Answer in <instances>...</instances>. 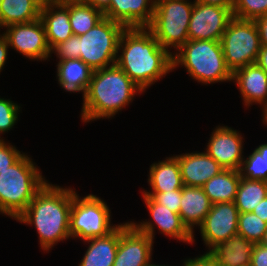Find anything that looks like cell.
<instances>
[{"label":"cell","instance_id":"6da1fadb","mask_svg":"<svg viewBox=\"0 0 267 266\" xmlns=\"http://www.w3.org/2000/svg\"><path fill=\"white\" fill-rule=\"evenodd\" d=\"M117 53L115 64L144 92L173 70V53L163 48L146 27L126 28Z\"/></svg>","mask_w":267,"mask_h":266},{"label":"cell","instance_id":"7a4b0ae2","mask_svg":"<svg viewBox=\"0 0 267 266\" xmlns=\"http://www.w3.org/2000/svg\"><path fill=\"white\" fill-rule=\"evenodd\" d=\"M73 198L74 189L47 181L16 221L33 225L40 249L49 252L58 242L71 238L69 221Z\"/></svg>","mask_w":267,"mask_h":266},{"label":"cell","instance_id":"3957f363","mask_svg":"<svg viewBox=\"0 0 267 266\" xmlns=\"http://www.w3.org/2000/svg\"><path fill=\"white\" fill-rule=\"evenodd\" d=\"M144 92L116 64L92 72L83 95L82 122L114 117L132 103L137 93Z\"/></svg>","mask_w":267,"mask_h":266},{"label":"cell","instance_id":"277c9868","mask_svg":"<svg viewBox=\"0 0 267 266\" xmlns=\"http://www.w3.org/2000/svg\"><path fill=\"white\" fill-rule=\"evenodd\" d=\"M29 155L0 172V214L17 219L47 180Z\"/></svg>","mask_w":267,"mask_h":266},{"label":"cell","instance_id":"5b68a950","mask_svg":"<svg viewBox=\"0 0 267 266\" xmlns=\"http://www.w3.org/2000/svg\"><path fill=\"white\" fill-rule=\"evenodd\" d=\"M173 70L181 65L197 82L213 84L232 81L220 41L188 40L172 55Z\"/></svg>","mask_w":267,"mask_h":266},{"label":"cell","instance_id":"8992f818","mask_svg":"<svg viewBox=\"0 0 267 266\" xmlns=\"http://www.w3.org/2000/svg\"><path fill=\"white\" fill-rule=\"evenodd\" d=\"M194 2L156 0L151 23L146 27L168 52L178 51L188 40V27Z\"/></svg>","mask_w":267,"mask_h":266},{"label":"cell","instance_id":"52a82bcc","mask_svg":"<svg viewBox=\"0 0 267 266\" xmlns=\"http://www.w3.org/2000/svg\"><path fill=\"white\" fill-rule=\"evenodd\" d=\"M125 29L122 24L104 17L86 34L76 36L77 59L93 71L115 65L118 42Z\"/></svg>","mask_w":267,"mask_h":266},{"label":"cell","instance_id":"ba28073f","mask_svg":"<svg viewBox=\"0 0 267 266\" xmlns=\"http://www.w3.org/2000/svg\"><path fill=\"white\" fill-rule=\"evenodd\" d=\"M110 211L109 206L100 197L88 194L80 198L74 190L69 221L71 238L84 241L112 232L118 224H111Z\"/></svg>","mask_w":267,"mask_h":266},{"label":"cell","instance_id":"9c48e42d","mask_svg":"<svg viewBox=\"0 0 267 266\" xmlns=\"http://www.w3.org/2000/svg\"><path fill=\"white\" fill-rule=\"evenodd\" d=\"M220 42L225 63L232 74L240 68L256 63L261 45L254 20L233 17Z\"/></svg>","mask_w":267,"mask_h":266},{"label":"cell","instance_id":"30bf717a","mask_svg":"<svg viewBox=\"0 0 267 266\" xmlns=\"http://www.w3.org/2000/svg\"><path fill=\"white\" fill-rule=\"evenodd\" d=\"M7 28V29H6ZM2 34L9 47L31 60L44 61L50 58L45 28L40 18L28 23L13 24L5 27Z\"/></svg>","mask_w":267,"mask_h":266},{"label":"cell","instance_id":"8fae6325","mask_svg":"<svg viewBox=\"0 0 267 266\" xmlns=\"http://www.w3.org/2000/svg\"><path fill=\"white\" fill-rule=\"evenodd\" d=\"M232 9L194 1L189 27V40L220 41L229 21Z\"/></svg>","mask_w":267,"mask_h":266},{"label":"cell","instance_id":"7c38bea8","mask_svg":"<svg viewBox=\"0 0 267 266\" xmlns=\"http://www.w3.org/2000/svg\"><path fill=\"white\" fill-rule=\"evenodd\" d=\"M144 203L150 214V220H146L140 223L130 221V223L141 233L147 234L153 241L155 237L154 223L158 227V230L163 235L180 242H187V244H193V234L183 224L181 217L178 213L172 212L164 205H159L151 197L142 195ZM154 222V223H153Z\"/></svg>","mask_w":267,"mask_h":266},{"label":"cell","instance_id":"4fadbf2b","mask_svg":"<svg viewBox=\"0 0 267 266\" xmlns=\"http://www.w3.org/2000/svg\"><path fill=\"white\" fill-rule=\"evenodd\" d=\"M154 241L130 222L119 224V243L113 266H148Z\"/></svg>","mask_w":267,"mask_h":266},{"label":"cell","instance_id":"5bb4252c","mask_svg":"<svg viewBox=\"0 0 267 266\" xmlns=\"http://www.w3.org/2000/svg\"><path fill=\"white\" fill-rule=\"evenodd\" d=\"M238 215L239 211L234 202L212 204L209 213L198 227L208 250L238 234Z\"/></svg>","mask_w":267,"mask_h":266},{"label":"cell","instance_id":"9a60e30c","mask_svg":"<svg viewBox=\"0 0 267 266\" xmlns=\"http://www.w3.org/2000/svg\"><path fill=\"white\" fill-rule=\"evenodd\" d=\"M206 153L224 169L239 170L243 154L244 139L239 131L228 126H217L211 133Z\"/></svg>","mask_w":267,"mask_h":266},{"label":"cell","instance_id":"2e32d148","mask_svg":"<svg viewBox=\"0 0 267 266\" xmlns=\"http://www.w3.org/2000/svg\"><path fill=\"white\" fill-rule=\"evenodd\" d=\"M156 0H110L104 17L125 28L147 27L153 18Z\"/></svg>","mask_w":267,"mask_h":266},{"label":"cell","instance_id":"e0dca14e","mask_svg":"<svg viewBox=\"0 0 267 266\" xmlns=\"http://www.w3.org/2000/svg\"><path fill=\"white\" fill-rule=\"evenodd\" d=\"M174 157L179 162L182 181L186 186L202 187L209 179L224 170L206 151L183 153Z\"/></svg>","mask_w":267,"mask_h":266},{"label":"cell","instance_id":"ac0fdd59","mask_svg":"<svg viewBox=\"0 0 267 266\" xmlns=\"http://www.w3.org/2000/svg\"><path fill=\"white\" fill-rule=\"evenodd\" d=\"M232 81L237 84L245 107L253 103L263 107L267 103V73L257 63L236 70Z\"/></svg>","mask_w":267,"mask_h":266},{"label":"cell","instance_id":"d6986e66","mask_svg":"<svg viewBox=\"0 0 267 266\" xmlns=\"http://www.w3.org/2000/svg\"><path fill=\"white\" fill-rule=\"evenodd\" d=\"M255 243L241 235L219 242L206 252L217 266H250Z\"/></svg>","mask_w":267,"mask_h":266},{"label":"cell","instance_id":"ffe728a7","mask_svg":"<svg viewBox=\"0 0 267 266\" xmlns=\"http://www.w3.org/2000/svg\"><path fill=\"white\" fill-rule=\"evenodd\" d=\"M212 203L202 187L186 186L182 188L179 215L183 224L193 234L194 227L200 226L209 213Z\"/></svg>","mask_w":267,"mask_h":266},{"label":"cell","instance_id":"44dd1931","mask_svg":"<svg viewBox=\"0 0 267 266\" xmlns=\"http://www.w3.org/2000/svg\"><path fill=\"white\" fill-rule=\"evenodd\" d=\"M40 19L50 49L74 35L69 22V9L65 5L42 4Z\"/></svg>","mask_w":267,"mask_h":266},{"label":"cell","instance_id":"7402d4cb","mask_svg":"<svg viewBox=\"0 0 267 266\" xmlns=\"http://www.w3.org/2000/svg\"><path fill=\"white\" fill-rule=\"evenodd\" d=\"M148 176V183L152 191L143 190L142 193H163L184 187L180 165L174 156L152 163Z\"/></svg>","mask_w":267,"mask_h":266},{"label":"cell","instance_id":"603a6c76","mask_svg":"<svg viewBox=\"0 0 267 266\" xmlns=\"http://www.w3.org/2000/svg\"><path fill=\"white\" fill-rule=\"evenodd\" d=\"M84 242L89 246L78 266H113L119 243V224L107 235Z\"/></svg>","mask_w":267,"mask_h":266},{"label":"cell","instance_id":"cb8c5ba5","mask_svg":"<svg viewBox=\"0 0 267 266\" xmlns=\"http://www.w3.org/2000/svg\"><path fill=\"white\" fill-rule=\"evenodd\" d=\"M59 85L67 92L84 95L90 83L93 70L81 59L59 60L57 63Z\"/></svg>","mask_w":267,"mask_h":266},{"label":"cell","instance_id":"d4e9b609","mask_svg":"<svg viewBox=\"0 0 267 266\" xmlns=\"http://www.w3.org/2000/svg\"><path fill=\"white\" fill-rule=\"evenodd\" d=\"M240 179L239 170L224 169L202 188L212 204L234 202Z\"/></svg>","mask_w":267,"mask_h":266},{"label":"cell","instance_id":"484cf974","mask_svg":"<svg viewBox=\"0 0 267 266\" xmlns=\"http://www.w3.org/2000/svg\"><path fill=\"white\" fill-rule=\"evenodd\" d=\"M41 7L39 0H3L0 6V28L37 20Z\"/></svg>","mask_w":267,"mask_h":266},{"label":"cell","instance_id":"4316f807","mask_svg":"<svg viewBox=\"0 0 267 266\" xmlns=\"http://www.w3.org/2000/svg\"><path fill=\"white\" fill-rule=\"evenodd\" d=\"M266 197L267 181L241 177L234 204L239 213H248Z\"/></svg>","mask_w":267,"mask_h":266},{"label":"cell","instance_id":"83f0119b","mask_svg":"<svg viewBox=\"0 0 267 266\" xmlns=\"http://www.w3.org/2000/svg\"><path fill=\"white\" fill-rule=\"evenodd\" d=\"M65 6L69 9V22L76 36L86 34L104 18L100 10L86 3L66 4Z\"/></svg>","mask_w":267,"mask_h":266},{"label":"cell","instance_id":"f1b7e54d","mask_svg":"<svg viewBox=\"0 0 267 266\" xmlns=\"http://www.w3.org/2000/svg\"><path fill=\"white\" fill-rule=\"evenodd\" d=\"M266 232L267 223L255 215V213H239L238 235L254 243H260Z\"/></svg>","mask_w":267,"mask_h":266},{"label":"cell","instance_id":"f546056e","mask_svg":"<svg viewBox=\"0 0 267 266\" xmlns=\"http://www.w3.org/2000/svg\"><path fill=\"white\" fill-rule=\"evenodd\" d=\"M242 178L267 181V163L255 148L253 152L242 160L239 169Z\"/></svg>","mask_w":267,"mask_h":266},{"label":"cell","instance_id":"4dcf8cb0","mask_svg":"<svg viewBox=\"0 0 267 266\" xmlns=\"http://www.w3.org/2000/svg\"><path fill=\"white\" fill-rule=\"evenodd\" d=\"M233 17L242 20H255L267 14V0H235Z\"/></svg>","mask_w":267,"mask_h":266},{"label":"cell","instance_id":"1f68e13d","mask_svg":"<svg viewBox=\"0 0 267 266\" xmlns=\"http://www.w3.org/2000/svg\"><path fill=\"white\" fill-rule=\"evenodd\" d=\"M20 108V105L10 99L0 97V135L10 131L17 123Z\"/></svg>","mask_w":267,"mask_h":266},{"label":"cell","instance_id":"d6a6232c","mask_svg":"<svg viewBox=\"0 0 267 266\" xmlns=\"http://www.w3.org/2000/svg\"><path fill=\"white\" fill-rule=\"evenodd\" d=\"M142 195H147L151 197L159 205H164L172 212L179 214L182 189L163 192V193H142Z\"/></svg>","mask_w":267,"mask_h":266},{"label":"cell","instance_id":"836d02e7","mask_svg":"<svg viewBox=\"0 0 267 266\" xmlns=\"http://www.w3.org/2000/svg\"><path fill=\"white\" fill-rule=\"evenodd\" d=\"M24 153L4 139L0 141V172L14 164Z\"/></svg>","mask_w":267,"mask_h":266},{"label":"cell","instance_id":"e575fe53","mask_svg":"<svg viewBox=\"0 0 267 266\" xmlns=\"http://www.w3.org/2000/svg\"><path fill=\"white\" fill-rule=\"evenodd\" d=\"M52 53H55L59 60L77 59L76 35L54 46Z\"/></svg>","mask_w":267,"mask_h":266},{"label":"cell","instance_id":"d590c367","mask_svg":"<svg viewBox=\"0 0 267 266\" xmlns=\"http://www.w3.org/2000/svg\"><path fill=\"white\" fill-rule=\"evenodd\" d=\"M250 266H267V247L255 243L251 256Z\"/></svg>","mask_w":267,"mask_h":266},{"label":"cell","instance_id":"8d00e7d4","mask_svg":"<svg viewBox=\"0 0 267 266\" xmlns=\"http://www.w3.org/2000/svg\"><path fill=\"white\" fill-rule=\"evenodd\" d=\"M254 23L258 30L260 45L267 47V14L256 18Z\"/></svg>","mask_w":267,"mask_h":266},{"label":"cell","instance_id":"74e56055","mask_svg":"<svg viewBox=\"0 0 267 266\" xmlns=\"http://www.w3.org/2000/svg\"><path fill=\"white\" fill-rule=\"evenodd\" d=\"M182 266H217L207 253L193 259H185Z\"/></svg>","mask_w":267,"mask_h":266},{"label":"cell","instance_id":"f35d334b","mask_svg":"<svg viewBox=\"0 0 267 266\" xmlns=\"http://www.w3.org/2000/svg\"><path fill=\"white\" fill-rule=\"evenodd\" d=\"M8 48L10 47L8 45L7 39L3 34H0V73L4 69L6 59H8Z\"/></svg>","mask_w":267,"mask_h":266},{"label":"cell","instance_id":"ab89813d","mask_svg":"<svg viewBox=\"0 0 267 266\" xmlns=\"http://www.w3.org/2000/svg\"><path fill=\"white\" fill-rule=\"evenodd\" d=\"M260 219L267 223V197L264 198L252 211Z\"/></svg>","mask_w":267,"mask_h":266},{"label":"cell","instance_id":"60d3db41","mask_svg":"<svg viewBox=\"0 0 267 266\" xmlns=\"http://www.w3.org/2000/svg\"><path fill=\"white\" fill-rule=\"evenodd\" d=\"M83 3L92 5L95 9L100 10L103 14L109 9L110 0H83Z\"/></svg>","mask_w":267,"mask_h":266},{"label":"cell","instance_id":"b9f144b4","mask_svg":"<svg viewBox=\"0 0 267 266\" xmlns=\"http://www.w3.org/2000/svg\"><path fill=\"white\" fill-rule=\"evenodd\" d=\"M204 4L218 5L223 7H229L233 9L235 0H194Z\"/></svg>","mask_w":267,"mask_h":266},{"label":"cell","instance_id":"7bdbcfd3","mask_svg":"<svg viewBox=\"0 0 267 266\" xmlns=\"http://www.w3.org/2000/svg\"><path fill=\"white\" fill-rule=\"evenodd\" d=\"M256 63L267 73V47L261 46Z\"/></svg>","mask_w":267,"mask_h":266},{"label":"cell","instance_id":"ee69618b","mask_svg":"<svg viewBox=\"0 0 267 266\" xmlns=\"http://www.w3.org/2000/svg\"><path fill=\"white\" fill-rule=\"evenodd\" d=\"M50 3L58 5H66L74 3H83V0H50Z\"/></svg>","mask_w":267,"mask_h":266},{"label":"cell","instance_id":"f6af8a7d","mask_svg":"<svg viewBox=\"0 0 267 266\" xmlns=\"http://www.w3.org/2000/svg\"><path fill=\"white\" fill-rule=\"evenodd\" d=\"M256 149L260 152L262 158L265 159L267 163V143L259 145Z\"/></svg>","mask_w":267,"mask_h":266},{"label":"cell","instance_id":"bcb514c9","mask_svg":"<svg viewBox=\"0 0 267 266\" xmlns=\"http://www.w3.org/2000/svg\"><path fill=\"white\" fill-rule=\"evenodd\" d=\"M262 118H263V123L265 124V126L267 125V103L262 107Z\"/></svg>","mask_w":267,"mask_h":266},{"label":"cell","instance_id":"7dc6e473","mask_svg":"<svg viewBox=\"0 0 267 266\" xmlns=\"http://www.w3.org/2000/svg\"><path fill=\"white\" fill-rule=\"evenodd\" d=\"M263 246L267 247V232L264 234L263 240L260 242Z\"/></svg>","mask_w":267,"mask_h":266},{"label":"cell","instance_id":"c3c4849f","mask_svg":"<svg viewBox=\"0 0 267 266\" xmlns=\"http://www.w3.org/2000/svg\"><path fill=\"white\" fill-rule=\"evenodd\" d=\"M42 4L50 3V0H39Z\"/></svg>","mask_w":267,"mask_h":266},{"label":"cell","instance_id":"681fc988","mask_svg":"<svg viewBox=\"0 0 267 266\" xmlns=\"http://www.w3.org/2000/svg\"><path fill=\"white\" fill-rule=\"evenodd\" d=\"M148 266H168V265H156V264H154L153 262H151Z\"/></svg>","mask_w":267,"mask_h":266}]
</instances>
